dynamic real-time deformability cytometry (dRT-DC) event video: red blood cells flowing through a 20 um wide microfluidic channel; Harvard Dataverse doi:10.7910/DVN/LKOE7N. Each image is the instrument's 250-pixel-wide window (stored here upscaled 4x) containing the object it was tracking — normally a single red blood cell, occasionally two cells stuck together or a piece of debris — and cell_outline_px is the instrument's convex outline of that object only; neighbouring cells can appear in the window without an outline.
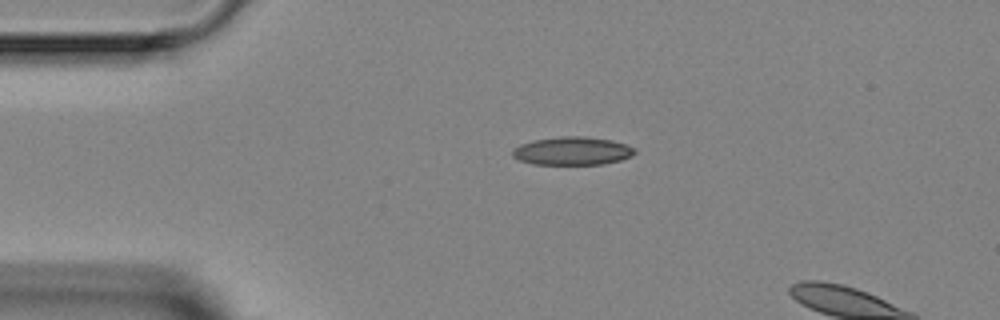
{"species": "Egyptian fruit bat (a non-hibernating species)", "species_latin": "Rousettus aegyptiacus", "temperature_condition": "room temperature", "stored_images_in_passage": 2, "camera_frame_rate_fps": 3000, "um_per_image_px": 0.085, "animal": {"sex": "female"}, "frame": {"image": 1, "passage_image": 1, "time_ms": 0.0, "image_size_px": [1000, 320], "cell_outline_px": [[636, 152], [620, 160], [604, 164], [532, 164], [520, 160], [512, 156], [512, 148], [520, 144], [532, 140], [560, 136], [584, 136], [612, 140], [628, 144], [636, 148]], "centroid_in_image_um": [48.63, 12.82], "position_along_channel_um": 36.4, "area_um2": 20.23}}